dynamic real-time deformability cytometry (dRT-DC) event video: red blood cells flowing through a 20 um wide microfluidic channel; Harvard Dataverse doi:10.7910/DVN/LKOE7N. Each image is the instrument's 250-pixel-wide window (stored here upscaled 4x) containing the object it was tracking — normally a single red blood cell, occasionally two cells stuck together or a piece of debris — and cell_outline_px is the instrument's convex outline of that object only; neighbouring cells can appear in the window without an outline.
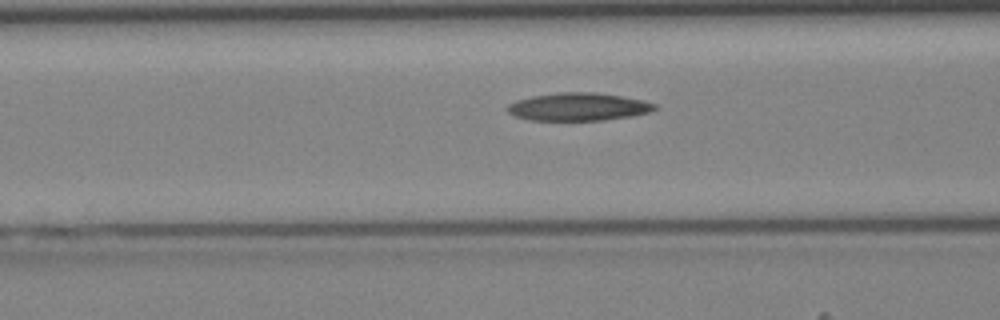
{"species": "Egyptian fruit bat (a non-hibernating species)", "species_latin": "Rousettus aegyptiacus", "temperature_condition": "cold", "stored_images_in_passage": 33, "camera_frame_rate_fps": 3000, "um_per_image_px": 0.085, "animal": {"sex": "female"}, "frame": {"image": 1, "passage_image": 9, "time_ms": 2.667, "image_size_px": [1000, 320], "cell_outline_px": [[656, 108], [652, 112], [632, 116], [604, 120], [528, 120], [516, 116], [508, 112], [508, 104], [516, 100], [532, 96], [560, 92], [596, 92], [644, 100], [656, 104]], "centroid_in_image_um": [49.18, 9.07], "position_along_channel_um": 117.4, "area_um2": 23.93}}
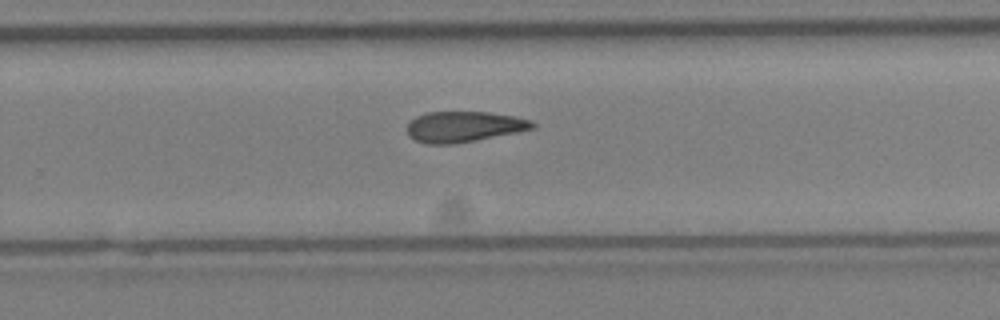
{"frame": {"image": 2, "passage_image": 20, "time_ms": 6.333, "image_size_px": [1000, 320], "cell_outline_px": [[536, 128], [476, 140], [452, 144], [428, 144], [416, 140], [408, 136], [408, 124], [416, 116], [428, 112], [488, 112], [512, 116], [532, 120], [536, 124]], "centroid_in_image_um": [39.44, 10.77], "position_along_channel_um": 290.4, "area_um2": 22.25}}
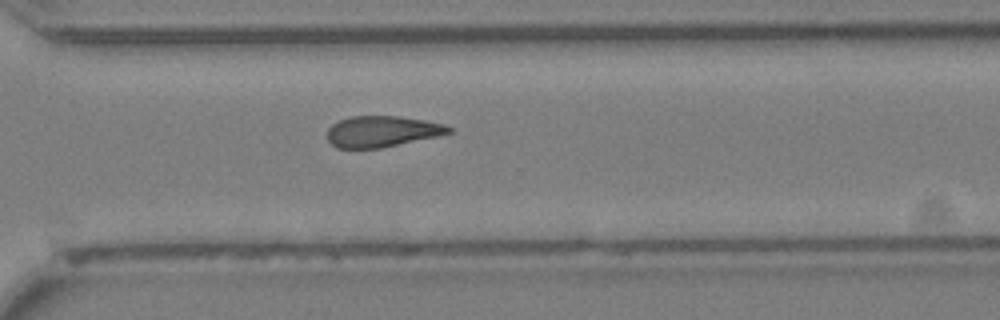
{"frame": {"image": 3, "passage_image": 23, "time_ms": 7.333, "image_size_px": [1000, 320], "cell_outline_px": [[452, 132], [440, 136], [380, 148], [340, 148], [332, 144], [328, 140], [328, 128], [332, 124], [340, 120], [352, 116], [400, 116], [424, 120], [444, 124], [452, 128]], "centroid_in_image_um": [32.5, 11.17], "position_along_channel_um": 338.1, "area_um2": 21.96}}